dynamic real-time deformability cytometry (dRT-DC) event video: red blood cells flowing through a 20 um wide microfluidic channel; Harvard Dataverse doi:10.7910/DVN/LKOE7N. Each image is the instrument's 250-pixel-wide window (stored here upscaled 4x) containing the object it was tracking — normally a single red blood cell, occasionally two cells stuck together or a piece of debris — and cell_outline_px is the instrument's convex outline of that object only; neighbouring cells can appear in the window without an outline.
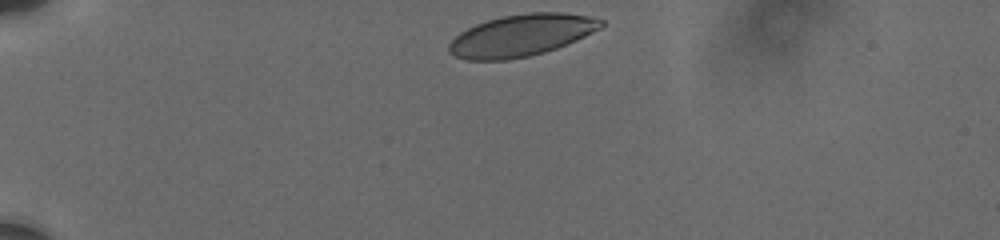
{"species": "human", "species_latin": "Homo sapiens", "temperature_condition": "cold", "stored_images_in_passage": 31, "camera_frame_rate_fps": 3000, "um_per_image_px": 0.085, "donor": {"sex": "male"}, "frame": {"image": 1, "passage_image": 1, "time_ms": 0.0, "image_size_px": [1000, 240], "cell_outline_px": [[604, 24], [600, 28], [576, 40], [556, 48], [544, 52], [528, 56], [508, 60], [468, 60], [456, 56], [448, 52], [448, 44], [460, 32], [476, 24], [500, 16], [528, 12], [564, 12], [588, 16], [604, 20]], "centroid_in_image_um": [44.3, 3.0], "position_along_channel_um": 40.7, "area_um2": 36.99}}
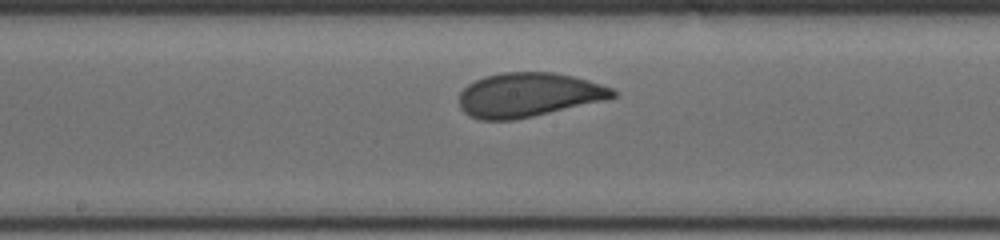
{"frame": {"image": 2, "passage_image": 16, "time_ms": 6.0, "image_size_px": [1000, 240], "cell_outline_px": [[616, 96], [604, 100], [532, 116], [512, 120], [480, 120], [464, 112], [460, 108], [460, 92], [468, 84], [484, 76], [504, 72], [552, 72], [572, 76], [588, 80], [612, 88], [616, 92]], "centroid_in_image_um": [44.89, 8.06], "position_along_channel_um": 203.3, "area_um2": 39.19}}
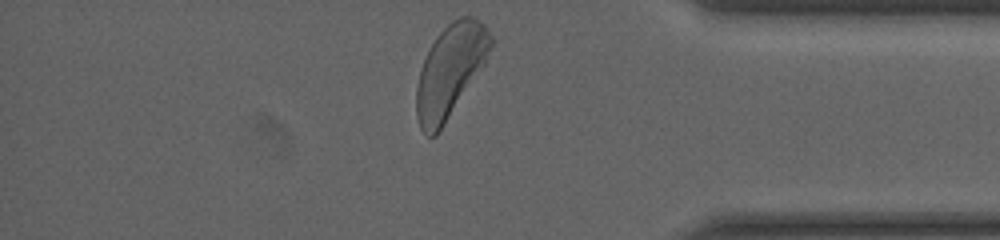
{"frame": {"image": 3, "passage_image": 31, "time_ms": 11.667, "image_size_px": [1000, 240], "cell_outline_px": [[496, 40], [484, 64], [436, 136], [428, 136], [420, 128], [416, 116], [416, 88], [420, 68], [436, 36], [452, 20], [460, 16], [472, 16], [480, 20], [484, 24]], "centroid_in_image_um": [38.28, 5.98], "position_along_channel_um": 396.9, "area_um2": 39.82}, "authors_computed_cell_mechanics": {"area_um2": 39.4774, "velocity_mm_per_s": 3.6956, "shape_relaxation_time_tau1_ms": 4.2234, "shape_relaxation_time_tau2_ms": null, "deformation_change_tau1": 0.1347, "deformation_change_tau2": null}}